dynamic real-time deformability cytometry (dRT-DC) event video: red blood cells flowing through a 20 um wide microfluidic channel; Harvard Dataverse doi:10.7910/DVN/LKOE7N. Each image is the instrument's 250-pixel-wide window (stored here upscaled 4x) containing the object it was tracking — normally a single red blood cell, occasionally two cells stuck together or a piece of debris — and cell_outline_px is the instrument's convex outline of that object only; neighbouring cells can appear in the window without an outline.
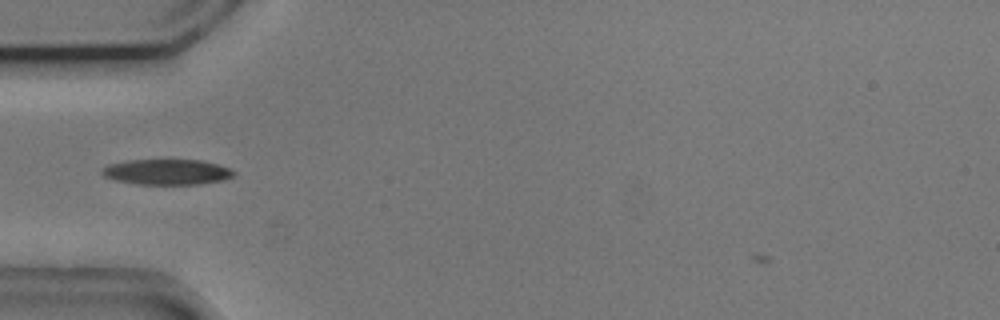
{"species": "common noctule bat (a hibernating species)", "species_latin": "Nyctalus noctula", "temperature_condition": "cold", "stored_images_in_passage": 13, "camera_frame_rate_fps": 3000, "um_per_image_px": 0.085, "animal": {"sex": "male", "body_mass_g": 20.5, "forearm_length_mm": 52.5}, "frame": {"image": 1, "passage_image": 8, "time_ms": 2.333, "image_size_px": [1000, 320], "cell_outline_px": [[236, 172], [232, 176], [224, 180], [200, 184], [136, 184], [116, 180], [104, 176], [100, 172], [108, 164], [128, 160], [200, 160], [232, 168]], "centroid_in_image_um": [14.21, 14.61], "position_along_channel_um": 70.8, "area_um2": 19.54}}